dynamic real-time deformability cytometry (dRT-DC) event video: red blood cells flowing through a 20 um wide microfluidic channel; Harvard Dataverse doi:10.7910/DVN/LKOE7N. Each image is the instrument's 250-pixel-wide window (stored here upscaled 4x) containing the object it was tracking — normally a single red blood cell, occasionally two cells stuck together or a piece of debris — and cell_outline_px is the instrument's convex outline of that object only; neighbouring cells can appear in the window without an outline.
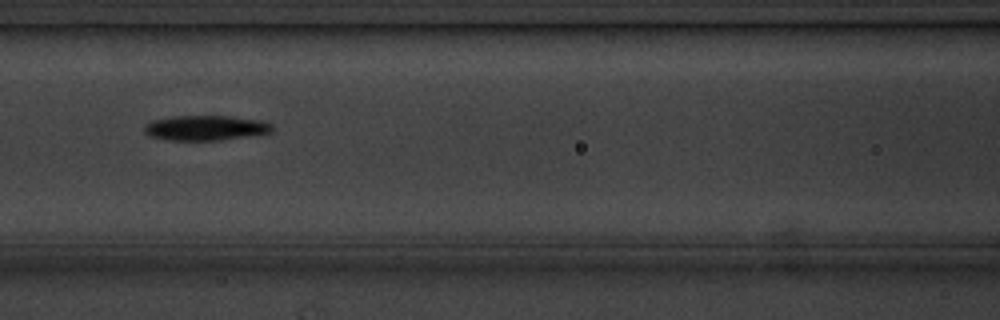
{"species": "common noctule bat (a hibernating species)", "species_latin": "Nyctalus noctula", "temperature_condition": "cold", "stored_images_in_passage": 16, "segment_of_instrument_passage": [1, 2], "camera_frame_rate_fps": 3000, "um_per_image_px": 0.085, "animal": {"sex": "male", "body_mass_g": 20.1, "forearm_length_mm": 53.5}, "frame": {"image": 1, "passage_image": 7, "time_ms": 7.667, "image_size_px": [1000, 320], "cell_outline_px": [[272, 132], [260, 136], [220, 140], [168, 140], [148, 136], [144, 132], [144, 124], [152, 120], [172, 116], [232, 116], [260, 120], [272, 124]], "centroid_in_image_um": [17.51, 10.88], "position_along_channel_um": 149.1, "area_um2": 19.07}}
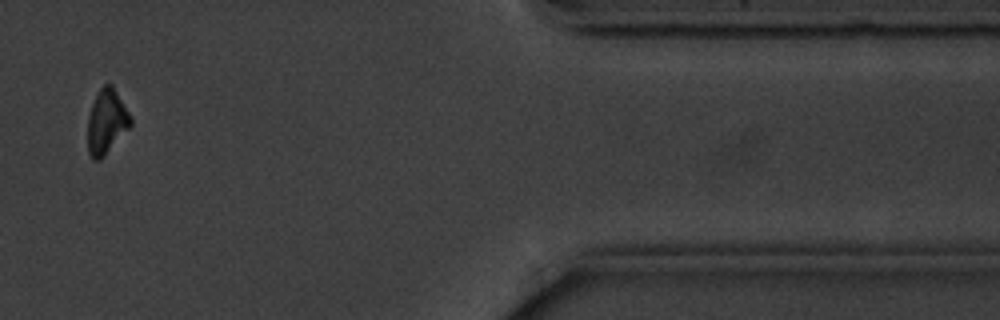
{"frame": {"image": 2, "passage_image": 14, "time_ms": 16.0, "image_size_px": [1000, 320], "cell_outline_px": [[132, 124], [104, 156], [100, 160], [92, 160], [88, 152], [88, 116], [92, 104], [100, 88], [104, 84], [112, 84], [132, 116]], "centroid_in_image_um": [9.06, 10.34], "position_along_channel_um": 402.3, "area_um2": 16.13}}